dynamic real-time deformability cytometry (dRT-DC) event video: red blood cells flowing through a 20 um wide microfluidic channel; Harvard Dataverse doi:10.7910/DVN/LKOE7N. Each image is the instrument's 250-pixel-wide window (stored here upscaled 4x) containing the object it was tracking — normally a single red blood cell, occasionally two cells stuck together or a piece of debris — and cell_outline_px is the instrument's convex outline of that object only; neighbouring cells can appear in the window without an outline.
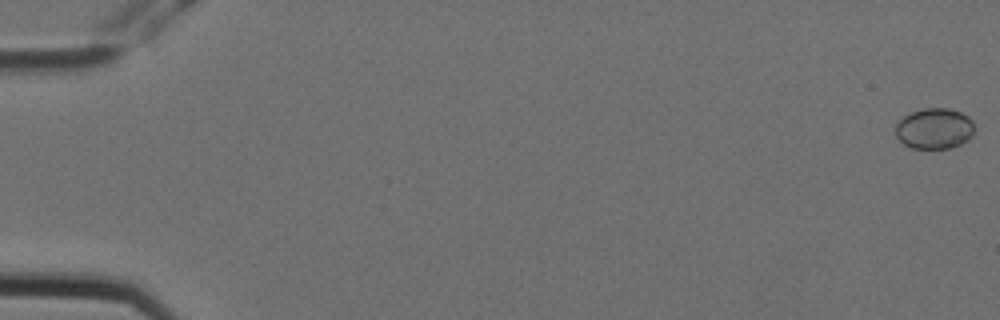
{"species": "Egyptian fruit bat (a non-hibernating species)", "species_latin": "Rousettus aegyptiacus", "temperature_condition": "cold", "stored_images_in_passage": 7, "camera_frame_rate_fps": 3000, "um_per_image_px": 0.085, "animal": {"sex": "female"}, "frame": {"image": 1, "passage_image": 1, "time_ms": 0.0, "image_size_px": [1000, 320], "cell_outline_px": [[972, 136], [968, 140], [960, 144], [948, 148], [912, 148], [904, 144], [896, 136], [896, 124], [904, 116], [912, 112], [924, 108], [948, 108], [960, 112], [968, 116], [972, 120]], "centroid_in_image_um": [79.42, 10.92], "position_along_channel_um": 5.6, "area_um2": 18.55}}
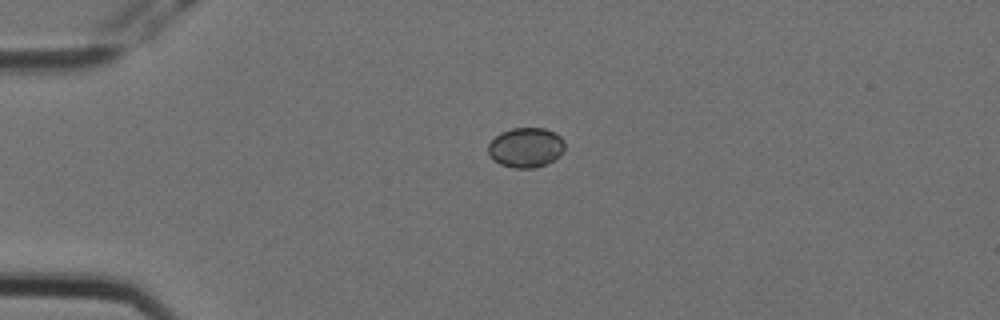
{"frame": {"image": 2, "passage_image": 5, "time_ms": 1.333, "image_size_px": [1000, 320], "cell_outline_px": [[564, 152], [560, 156], [548, 164], [536, 168], [516, 168], [500, 164], [488, 152], [488, 144], [500, 132], [512, 128], [544, 128], [556, 132], [564, 140]], "centroid_in_image_um": [44.75, 12.53], "position_along_channel_um": 40.3, "area_um2": 17.92}}
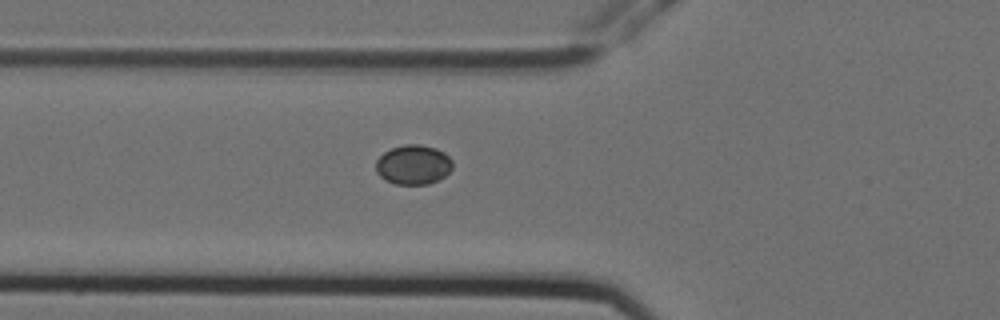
{"frame": {"image": 3, "passage_image": 7, "time_ms": 2.0, "image_size_px": [1000, 320], "cell_outline_px": [[452, 168], [444, 176], [428, 184], [396, 184], [380, 176], [376, 172], [376, 160], [384, 152], [392, 148], [404, 144], [420, 144], [436, 148], [444, 152], [452, 160]], "centroid_in_image_um": [35.13, 13.98], "position_along_channel_um": 90.7, "area_um2": 17.57}}